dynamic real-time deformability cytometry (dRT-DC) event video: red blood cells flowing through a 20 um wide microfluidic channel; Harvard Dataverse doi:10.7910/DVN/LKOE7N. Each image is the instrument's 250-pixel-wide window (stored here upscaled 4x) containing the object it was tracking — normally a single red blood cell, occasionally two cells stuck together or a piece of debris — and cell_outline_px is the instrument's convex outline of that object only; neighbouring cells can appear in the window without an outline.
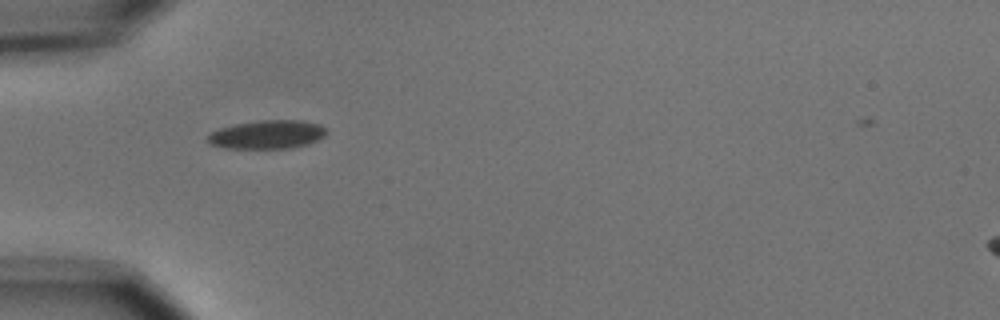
{"species": "common noctule bat (a hibernating species)", "species_latin": "Nyctalus noctula", "temperature_condition": "cold", "stored_images_in_passage": 2, "camera_frame_rate_fps": 3000, "um_per_image_px": 0.085, "animal": {"sex": "male", "body_mass_g": 15.6}, "frame": {"image": 1, "passage_image": 1, "time_ms": 0.0, "image_size_px": [1000, 320], "cell_outline_px": [[328, 132], [324, 136], [308, 144], [292, 148], [224, 148], [208, 144], [208, 136], [212, 132], [220, 128], [236, 124], [260, 120], [304, 120], [320, 124]], "centroid_in_image_um": [22.73, 11.43], "position_along_channel_um": 62.3, "area_um2": 19.77}}
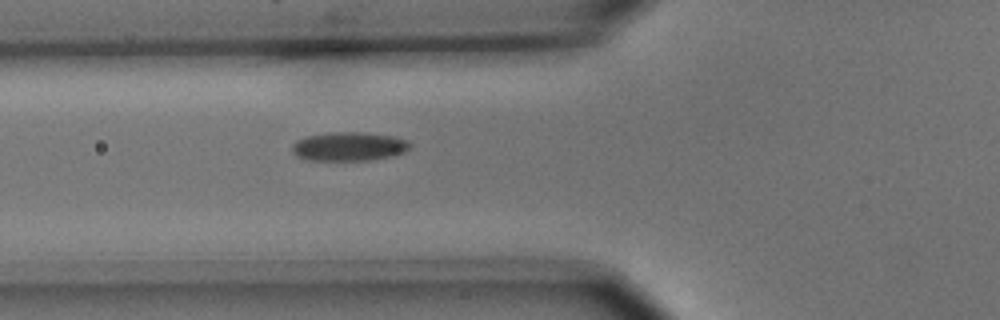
{"frame": {"image": 2, "passage_image": 2, "time_ms": 1.0, "image_size_px": [1000, 320], "cell_outline_px": [[412, 148], [404, 152], [392, 156], [368, 160], [304, 160], [296, 156], [292, 152], [292, 144], [296, 140], [308, 136], [332, 132], [364, 132], [392, 136], [408, 140], [412, 144]], "centroid_in_image_um": [29.67, 12.45], "position_along_channel_um": 96.1, "area_um2": 20.0}}